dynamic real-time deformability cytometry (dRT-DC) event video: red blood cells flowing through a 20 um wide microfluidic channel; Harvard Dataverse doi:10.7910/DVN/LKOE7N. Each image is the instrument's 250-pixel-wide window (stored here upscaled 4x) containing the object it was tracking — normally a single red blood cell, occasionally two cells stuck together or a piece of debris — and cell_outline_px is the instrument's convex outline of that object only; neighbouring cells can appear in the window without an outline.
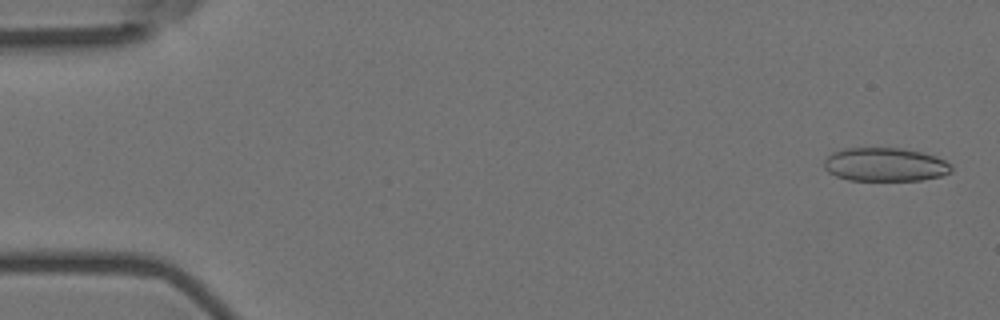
{"species": "Egyptian fruit bat (a non-hibernating species)", "species_latin": "Rousettus aegyptiacus", "temperature_condition": "room temperature", "stored_images_in_passage": 54, "camera_frame_rate_fps": 3000, "um_per_image_px": 0.085, "animal": {"sex": "female"}, "frame": {"image": 1, "passage_image": 2, "time_ms": 0.333, "image_size_px": [1000, 320], "cell_outline_px": [[952, 172], [940, 176], [920, 180], [848, 180], [836, 176], [828, 172], [824, 168], [824, 160], [832, 152], [844, 148], [900, 148], [924, 152], [936, 156], [952, 164]], "centroid_in_image_um": [75.24, 13.98], "position_along_channel_um": 9.8, "area_um2": 25.09}}
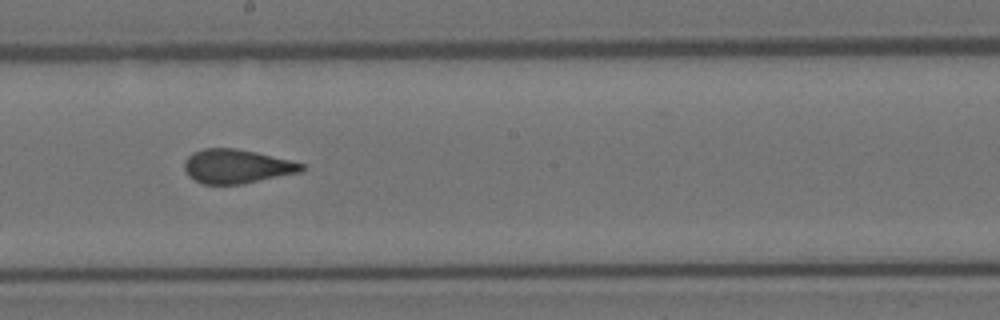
{"frame": {"image": 2, "passage_image": 30, "time_ms": 9.667, "image_size_px": [1000, 320], "cell_outline_px": [[304, 168], [300, 172], [244, 184], [204, 184], [188, 176], [184, 168], [184, 160], [192, 152], [204, 148], [236, 148], [256, 152], [304, 164]], "centroid_in_image_um": [20.08, 14.14], "position_along_channel_um": 228.1, "area_um2": 23.18}}
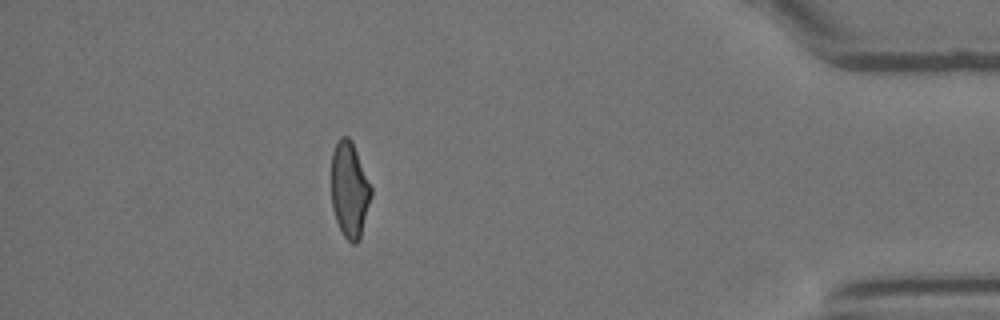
{"frame": {"image": 3, "passage_image": 48, "time_ms": 15.667, "image_size_px": [1000, 320], "cell_outline_px": [[372, 196], [360, 240], [356, 244], [352, 244], [344, 236], [336, 220], [332, 208], [332, 152], [336, 140], [340, 136], [348, 136], [352, 140], [372, 188]], "centroid_in_image_um": [29.72, 16.12], "position_along_channel_um": 405.5, "area_um2": 22.43}, "authors_computed_cell_mechanics": {"area_um2": 23.8714, "velocity_mm_per_s": 3.7589, "shape_relaxation_time_tau1_ms": 9.9357, "shape_relaxation_time_tau2_ms": 0.934, "deformation_change_tau1": 0.2199, "deformation_change_tau2": 0.0908}}